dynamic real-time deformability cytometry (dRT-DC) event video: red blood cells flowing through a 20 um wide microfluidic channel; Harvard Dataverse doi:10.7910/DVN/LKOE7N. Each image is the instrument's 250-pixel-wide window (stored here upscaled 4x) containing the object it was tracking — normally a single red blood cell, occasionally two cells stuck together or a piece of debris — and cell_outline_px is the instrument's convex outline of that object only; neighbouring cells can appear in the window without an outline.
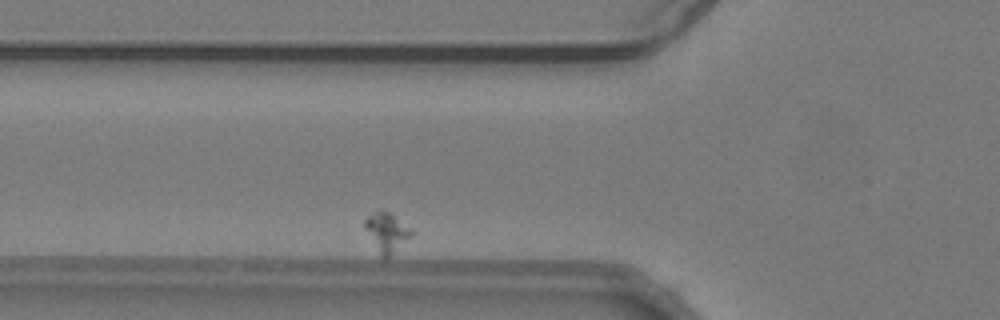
{"species": "common noctule bat (a hibernating species)", "species_latin": "Nyctalus noctula", "temperature_condition": "warm", "stored_images_in_passage": 42, "camera_frame_rate_fps": 3000, "um_per_image_px": 0.085, "animal": {"sex": "male", "body_mass_g": 19.2, "forearm_length_mm": 51.8}, "frame": {"image": 1, "passage_image": 11, "time_ms": 3.333, "image_size_px": [1000, 320], "cell_outline_px": [[412, 236], [384, 260], [380, 256], [364, 228], [364, 220], [372, 212], [388, 212], [412, 228]], "centroid_in_image_um": [32.86, 19.76], "position_along_channel_um": 92.9, "area_um2": 10.46}}
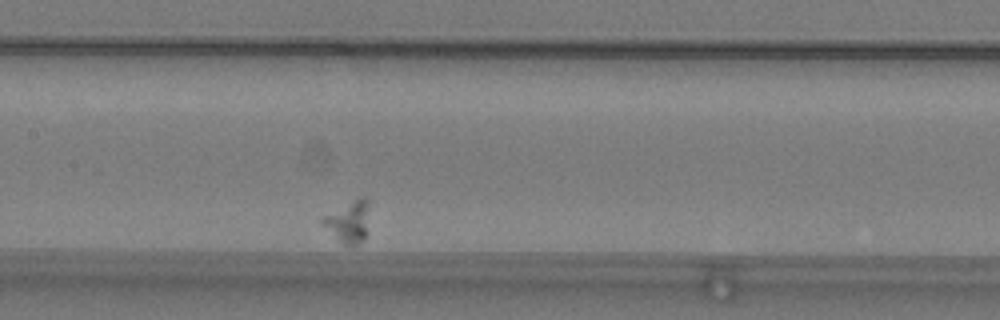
{"frame": {"image": 2, "passage_image": 20, "time_ms": 6.333, "image_size_px": [1000, 320], "cell_outline_px": [[368, 204], [364, 240], [356, 244], [344, 244], [320, 224], [320, 220], [324, 216], [360, 196], [364, 196], [368, 200]], "centroid_in_image_um": [29.59, 18.82], "position_along_channel_um": 177.8, "area_um2": 10.87}}
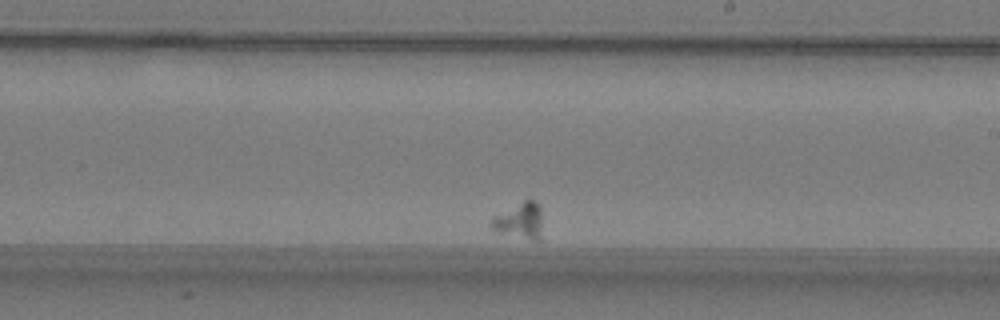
{"frame": {"image": 3, "passage_image": 27, "time_ms": 8.667, "image_size_px": [1000, 320], "cell_outline_px": [[544, 240], [532, 240], [500, 232], [492, 228], [492, 216], [524, 200], [536, 200], [540, 204]], "centroid_in_image_um": [44.27, 18.76], "position_along_channel_um": 244.7, "area_um2": 10.98}}